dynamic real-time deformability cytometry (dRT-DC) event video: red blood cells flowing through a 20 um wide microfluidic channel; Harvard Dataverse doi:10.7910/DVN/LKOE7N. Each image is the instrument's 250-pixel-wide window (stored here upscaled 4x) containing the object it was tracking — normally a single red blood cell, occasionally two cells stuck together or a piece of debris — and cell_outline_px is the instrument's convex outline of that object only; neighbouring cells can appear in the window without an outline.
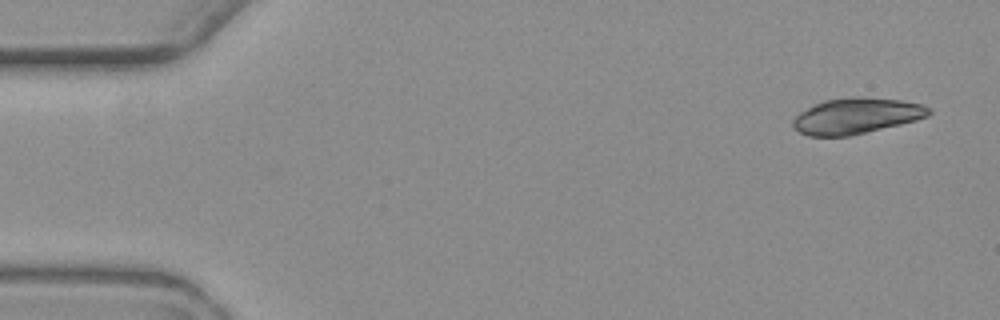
{"species": "common noctule bat (a hibernating species)", "species_latin": "Nyctalus noctula", "temperature_condition": "warm", "stored_images_in_passage": 4, "camera_frame_rate_fps": 3000, "um_per_image_px": 0.085, "animal": {"sex": "female", "body_mass_g": 19.3, "forearm_length_mm": 54.1}, "frame": {"image": 1, "passage_image": 1, "time_ms": 0.0, "image_size_px": [1000, 320], "cell_outline_px": [[932, 112], [928, 116], [916, 120], [900, 124], [848, 136], [808, 136], [800, 132], [792, 124], [792, 120], [800, 112], [824, 100], [852, 96], [860, 96], [900, 100], [924, 104], [932, 108]], "centroid_in_image_um": [72.83, 9.84], "position_along_channel_um": 12.2, "area_um2": 28.32}}